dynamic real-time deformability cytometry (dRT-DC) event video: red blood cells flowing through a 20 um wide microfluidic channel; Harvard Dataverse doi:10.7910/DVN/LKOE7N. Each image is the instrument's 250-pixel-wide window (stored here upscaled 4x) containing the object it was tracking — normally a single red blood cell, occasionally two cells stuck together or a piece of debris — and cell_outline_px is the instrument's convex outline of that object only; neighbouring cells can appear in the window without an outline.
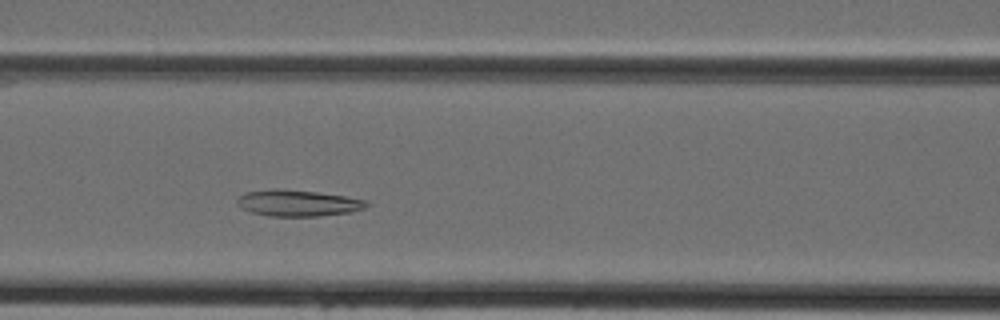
{"species": "Egyptian fruit bat (a non-hibernating species)", "species_latin": "Rousettus aegyptiacus", "temperature_condition": "cold", "stored_images_in_passage": 36, "camera_frame_rate_fps": 3000, "um_per_image_px": 0.085, "animal": {"sex": "female"}, "frame": {"image": 1, "passage_image": 10, "time_ms": 3.0, "image_size_px": [1000, 320], "cell_outline_px": [[368, 204], [364, 208], [352, 212], [320, 216], [268, 216], [252, 212], [244, 208], [236, 200], [240, 196], [248, 192], [276, 188], [280, 188], [316, 192], [344, 196], [364, 200]], "centroid_in_image_um": [25.34, 17.26], "position_along_channel_um": 141.3, "area_um2": 19.54}}
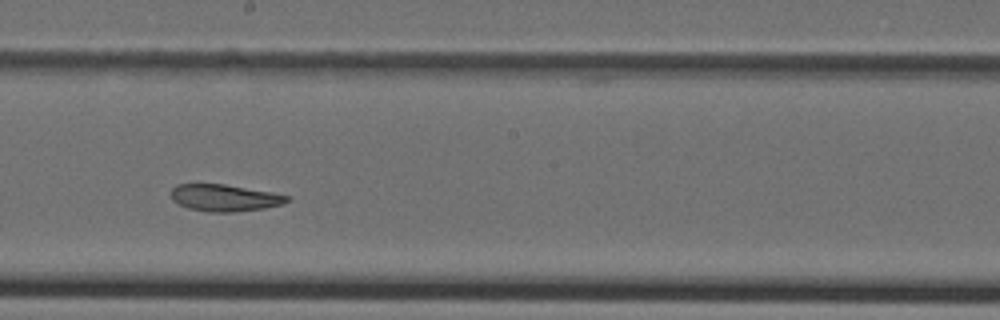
{"frame": {"image": 2, "passage_image": 16, "time_ms": 5.0, "image_size_px": [1000, 320], "cell_outline_px": [[288, 200], [284, 204], [264, 208], [232, 212], [208, 212], [188, 208], [172, 200], [168, 192], [176, 184], [224, 184], [268, 192], [288, 196]], "centroid_in_image_um": [19.01, 16.81], "position_along_channel_um": 229.2, "area_um2": 18.03}}
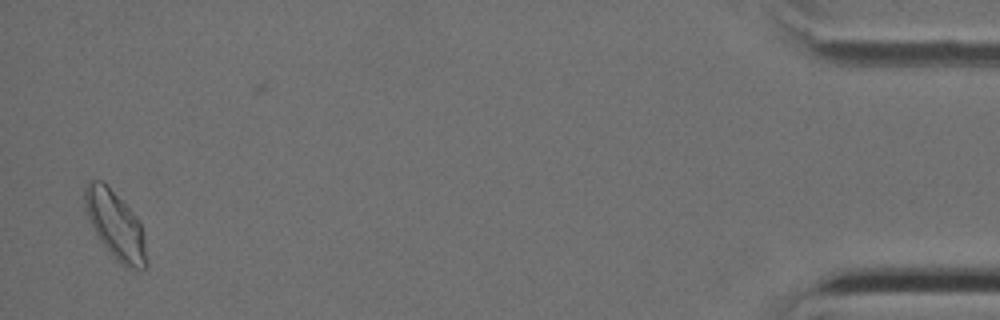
{"frame": {"image": 3, "passage_image": 35, "time_ms": 11.333, "image_size_px": [1000, 320], "cell_outline_px": [[148, 268], [128, 268], [120, 264], [116, 260], [96, 236], [92, 228], [84, 204], [84, 188], [92, 180], [100, 180], [132, 212], [140, 224], [144, 236], [148, 264]], "centroid_in_image_um": [9.81, 19.2], "position_along_channel_um": 425.4, "area_um2": 23.87}}